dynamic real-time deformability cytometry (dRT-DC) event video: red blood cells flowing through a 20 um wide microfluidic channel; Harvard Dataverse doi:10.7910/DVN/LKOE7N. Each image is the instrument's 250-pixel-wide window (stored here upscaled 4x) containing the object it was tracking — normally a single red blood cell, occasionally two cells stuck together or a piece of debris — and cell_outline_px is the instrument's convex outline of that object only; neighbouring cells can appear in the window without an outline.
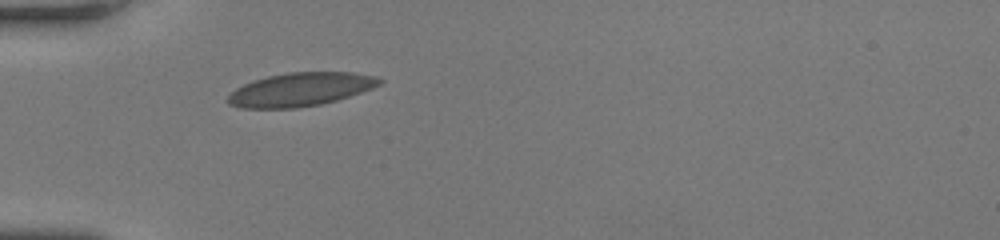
{"species": "human", "species_latin": "Homo sapiens", "temperature_condition": "room temperature", "stored_images_in_passage": 39, "camera_frame_rate_fps": 3000, "um_per_image_px": 0.085, "donor": {"sex": "female"}, "frame": {"image": 1, "passage_image": 1, "time_ms": 0.0, "image_size_px": [1000, 240], "cell_outline_px": [[384, 80], [380, 84], [372, 88], [336, 100], [320, 104], [296, 108], [240, 108], [228, 104], [224, 100], [236, 88], [252, 80], [268, 76], [288, 72], [352, 72], [376, 76]], "centroid_in_image_um": [25.5, 7.6], "position_along_channel_um": 59.5, "area_um2": 29.59}}
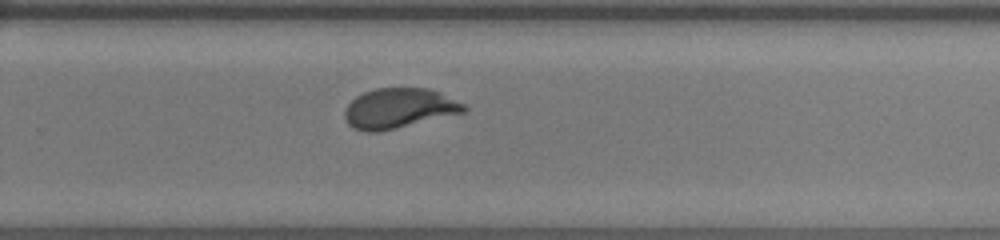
{"frame": {"image": 2, "passage_image": 21, "time_ms": 6.667, "image_size_px": [1000, 240], "cell_outline_px": [[468, 108], [464, 112], [380, 132], [364, 132], [352, 128], [348, 124], [344, 116], [344, 108], [356, 96], [364, 92], [376, 88], [428, 88], [440, 92], [464, 104]], "centroid_in_image_um": [33.87, 9.21], "position_along_channel_um": 295.9, "area_um2": 27.86}}
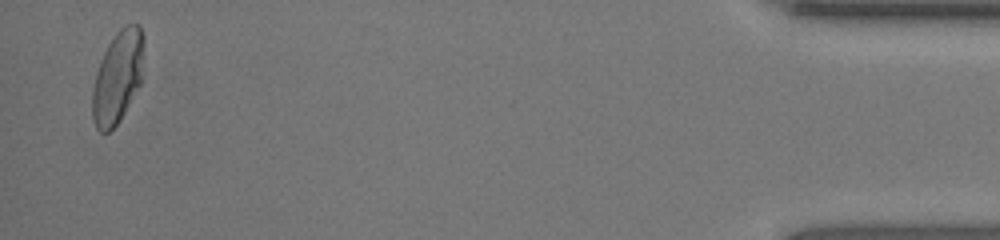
{"frame": {"image": 3, "passage_image": 38, "time_ms": 12.333, "image_size_px": [1000, 240], "cell_outline_px": [[144, 44], [140, 84], [120, 120], [108, 132], [100, 132], [96, 128], [92, 120], [92, 88], [96, 72], [100, 60], [108, 44], [116, 32], [124, 24], [140, 24], [144, 36]], "centroid_in_image_um": [9.99, 6.52], "position_along_channel_um": 425.2, "area_um2": 27.8}, "authors_computed_cell_mechanics": {"area_um2": 28.2064, "velocity_mm_per_s": 3.6941, "shape_relaxation_time_tau1_ms": 7.0885, "shape_relaxation_time_tau2_ms": null, "deformation_change_tau1": 0.2125, "deformation_change_tau2": null}}